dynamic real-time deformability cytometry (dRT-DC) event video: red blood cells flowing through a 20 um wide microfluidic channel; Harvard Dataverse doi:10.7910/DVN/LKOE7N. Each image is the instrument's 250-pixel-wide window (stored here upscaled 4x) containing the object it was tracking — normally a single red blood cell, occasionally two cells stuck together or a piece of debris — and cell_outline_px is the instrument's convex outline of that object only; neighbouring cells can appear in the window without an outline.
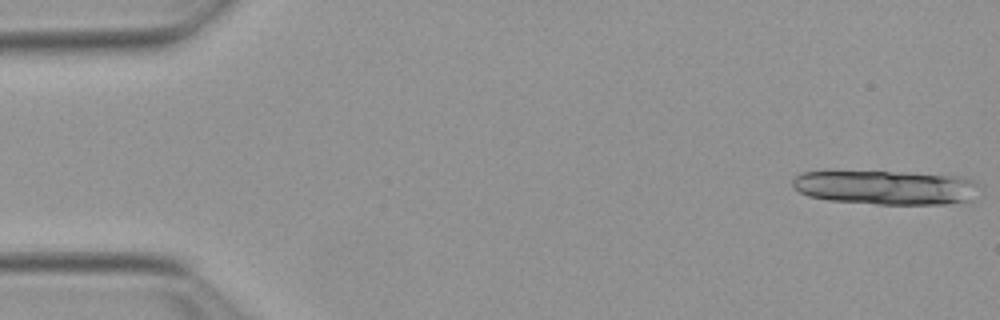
{"species": "Egyptian fruit bat (a non-hibernating species)", "species_latin": "Rousettus aegyptiacus", "temperature_condition": "warm", "stored_images_in_passage": 13, "camera_frame_rate_fps": 3000, "um_per_image_px": 0.085, "animal": {"sex": "female"}, "frame": {"image": 1, "passage_image": 1, "time_ms": 0.0, "image_size_px": [1000, 320], "cell_outline_px": [[976, 200], [948, 204], [876, 204], [828, 200], [808, 196], [792, 188], [792, 180], [796, 176], [804, 172], [908, 172], [960, 176], [972, 180], [976, 184]], "centroid_in_image_um": [75.33, 15.94], "position_along_channel_um": 9.7, "area_um2": 37.34}}